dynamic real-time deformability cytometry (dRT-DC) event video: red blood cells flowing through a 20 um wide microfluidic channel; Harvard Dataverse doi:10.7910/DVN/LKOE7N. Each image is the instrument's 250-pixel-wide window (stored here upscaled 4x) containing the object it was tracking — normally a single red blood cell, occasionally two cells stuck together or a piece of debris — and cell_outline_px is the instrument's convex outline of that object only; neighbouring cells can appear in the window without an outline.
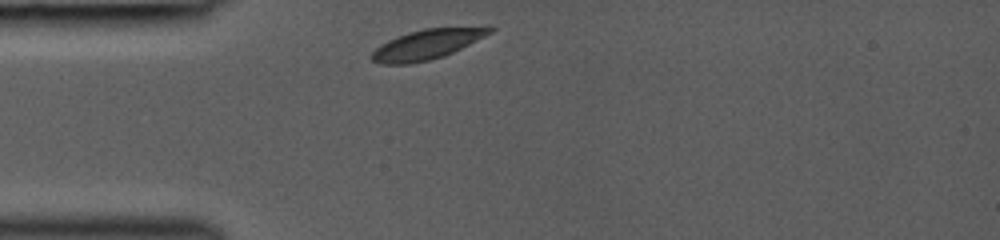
{"species": "common noctule bat (a hibernating species)", "species_latin": "Nyctalus noctula", "temperature_condition": "room temperature", "stored_images_in_passage": 5, "camera_frame_rate_fps": 3000, "um_per_image_px": 0.085, "animal": {"sex": "female", "body_mass_g": 19.0, "forearm_length_mm": 53.3}, "frame": {"image": 1, "passage_image": 1, "time_ms": 0.0, "image_size_px": [1000, 240], "cell_outline_px": [[496, 28], [492, 32], [444, 56], [428, 60], [408, 64], [380, 64], [372, 60], [368, 56], [380, 44], [396, 36], [408, 32], [424, 28]], "centroid_in_image_um": [36.16, 3.8], "position_along_channel_um": 48.8, "area_um2": 20.06}}
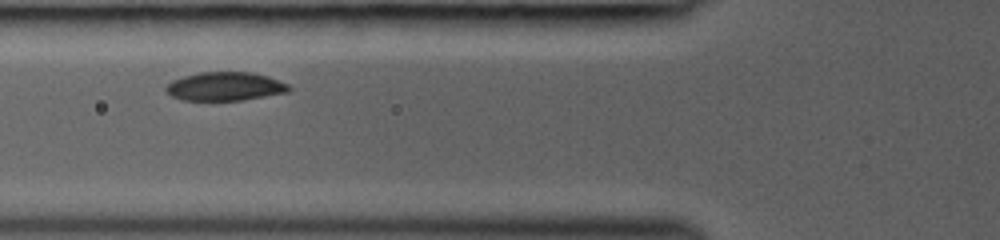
{"frame": {"image": 2, "passage_image": 4, "time_ms": 1.667, "image_size_px": [1000, 240], "cell_outline_px": [[292, 88], [288, 92], [244, 100], [184, 100], [172, 96], [164, 88], [172, 80], [184, 76], [200, 72], [252, 72], [268, 76], [288, 84]], "centroid_in_image_um": [19.15, 7.34], "position_along_channel_um": 106.6, "area_um2": 20.46}}